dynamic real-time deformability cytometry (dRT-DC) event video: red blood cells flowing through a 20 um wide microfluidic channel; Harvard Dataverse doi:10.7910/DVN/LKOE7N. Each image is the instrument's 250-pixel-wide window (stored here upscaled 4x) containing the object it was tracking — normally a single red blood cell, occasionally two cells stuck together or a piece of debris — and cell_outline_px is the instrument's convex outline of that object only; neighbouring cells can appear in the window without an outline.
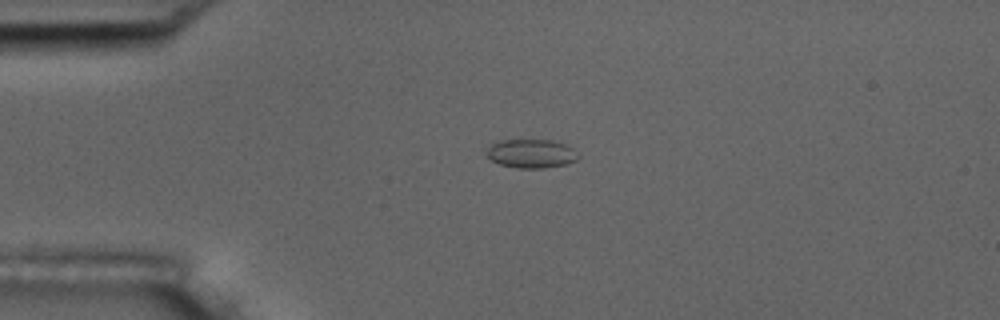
{"species": "common noctule bat (a hibernating species)", "species_latin": "Nyctalus noctula", "temperature_condition": "room temperature", "stored_images_in_passage": 3, "camera_frame_rate_fps": 3000, "um_per_image_px": 0.085, "animal": {"sex": "male", "body_mass_g": 17.5, "forearm_length_mm": 52.3}, "frame": {"image": 1, "passage_image": 2, "time_ms": 1.333, "image_size_px": [1000, 320], "cell_outline_px": [[580, 156], [576, 160], [568, 164], [544, 168], [516, 168], [500, 164], [492, 160], [488, 156], [488, 148], [492, 144], [500, 140], [560, 140], [572, 148]], "centroid_in_image_um": [45.22, 13.05], "position_along_channel_um": 39.8, "area_um2": 15.43}}